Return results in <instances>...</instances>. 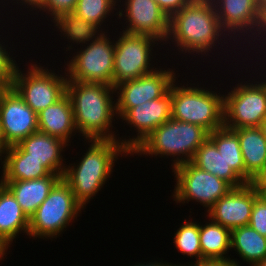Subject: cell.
<instances>
[{"label": "cell", "mask_w": 266, "mask_h": 266, "mask_svg": "<svg viewBox=\"0 0 266 266\" xmlns=\"http://www.w3.org/2000/svg\"><path fill=\"white\" fill-rule=\"evenodd\" d=\"M175 82L171 84L173 119L202 126L209 133L224 126L223 96L203 87H178Z\"/></svg>", "instance_id": "5"}, {"label": "cell", "mask_w": 266, "mask_h": 266, "mask_svg": "<svg viewBox=\"0 0 266 266\" xmlns=\"http://www.w3.org/2000/svg\"><path fill=\"white\" fill-rule=\"evenodd\" d=\"M212 1L222 28L227 31L226 33L231 35L233 32L232 34H234V36H230V40L232 37L240 38L242 33L248 34V32L252 33L250 38L255 37V35V38H257L256 33H259L263 20L260 13V0ZM236 32L239 33H237L238 36H235Z\"/></svg>", "instance_id": "17"}, {"label": "cell", "mask_w": 266, "mask_h": 266, "mask_svg": "<svg viewBox=\"0 0 266 266\" xmlns=\"http://www.w3.org/2000/svg\"><path fill=\"white\" fill-rule=\"evenodd\" d=\"M18 1L20 0H17V3ZM44 2L45 0H21L19 3H22V5L25 4V6L27 4V8L31 7L32 8L31 11H33L34 8H35L34 10L36 9L40 10L43 7Z\"/></svg>", "instance_id": "36"}, {"label": "cell", "mask_w": 266, "mask_h": 266, "mask_svg": "<svg viewBox=\"0 0 266 266\" xmlns=\"http://www.w3.org/2000/svg\"><path fill=\"white\" fill-rule=\"evenodd\" d=\"M32 64L27 74L16 67L12 87L34 112L39 113L66 93L67 75L59 76L41 65Z\"/></svg>", "instance_id": "9"}, {"label": "cell", "mask_w": 266, "mask_h": 266, "mask_svg": "<svg viewBox=\"0 0 266 266\" xmlns=\"http://www.w3.org/2000/svg\"><path fill=\"white\" fill-rule=\"evenodd\" d=\"M225 32L212 0H191L170 17L166 41L172 39L182 53L185 51V53L193 52L198 55L202 53L208 56L206 53L217 46L215 43L220 44L218 40L223 33L222 37L225 34L229 36Z\"/></svg>", "instance_id": "2"}, {"label": "cell", "mask_w": 266, "mask_h": 266, "mask_svg": "<svg viewBox=\"0 0 266 266\" xmlns=\"http://www.w3.org/2000/svg\"><path fill=\"white\" fill-rule=\"evenodd\" d=\"M258 196V189L252 183L232 188L207 209L209 221L212 220L230 230L248 225L254 200Z\"/></svg>", "instance_id": "14"}, {"label": "cell", "mask_w": 266, "mask_h": 266, "mask_svg": "<svg viewBox=\"0 0 266 266\" xmlns=\"http://www.w3.org/2000/svg\"><path fill=\"white\" fill-rule=\"evenodd\" d=\"M83 208L75 199L70 186L61 178L29 219L28 235L30 238H56Z\"/></svg>", "instance_id": "6"}, {"label": "cell", "mask_w": 266, "mask_h": 266, "mask_svg": "<svg viewBox=\"0 0 266 266\" xmlns=\"http://www.w3.org/2000/svg\"><path fill=\"white\" fill-rule=\"evenodd\" d=\"M208 138L233 171L245 182V165L237 133L225 126L210 132Z\"/></svg>", "instance_id": "27"}, {"label": "cell", "mask_w": 266, "mask_h": 266, "mask_svg": "<svg viewBox=\"0 0 266 266\" xmlns=\"http://www.w3.org/2000/svg\"><path fill=\"white\" fill-rule=\"evenodd\" d=\"M254 266H266V258L263 259L262 261L256 263Z\"/></svg>", "instance_id": "45"}, {"label": "cell", "mask_w": 266, "mask_h": 266, "mask_svg": "<svg viewBox=\"0 0 266 266\" xmlns=\"http://www.w3.org/2000/svg\"><path fill=\"white\" fill-rule=\"evenodd\" d=\"M173 172L177 183L173 194L176 203L196 200L209 209L233 188L225 180L199 169L191 162L174 167Z\"/></svg>", "instance_id": "10"}, {"label": "cell", "mask_w": 266, "mask_h": 266, "mask_svg": "<svg viewBox=\"0 0 266 266\" xmlns=\"http://www.w3.org/2000/svg\"><path fill=\"white\" fill-rule=\"evenodd\" d=\"M186 266V264L181 265ZM188 266H240L237 261L234 259L230 261H214V260H205L202 262L193 263L192 265L188 264Z\"/></svg>", "instance_id": "35"}, {"label": "cell", "mask_w": 266, "mask_h": 266, "mask_svg": "<svg viewBox=\"0 0 266 266\" xmlns=\"http://www.w3.org/2000/svg\"><path fill=\"white\" fill-rule=\"evenodd\" d=\"M125 10L118 13L126 17L125 32L147 35L164 43L169 34V17L154 0H125ZM123 10L125 14L123 13Z\"/></svg>", "instance_id": "15"}, {"label": "cell", "mask_w": 266, "mask_h": 266, "mask_svg": "<svg viewBox=\"0 0 266 266\" xmlns=\"http://www.w3.org/2000/svg\"><path fill=\"white\" fill-rule=\"evenodd\" d=\"M61 178L62 175L51 173L40 179L3 182L19 203L23 213L30 219Z\"/></svg>", "instance_id": "19"}, {"label": "cell", "mask_w": 266, "mask_h": 266, "mask_svg": "<svg viewBox=\"0 0 266 266\" xmlns=\"http://www.w3.org/2000/svg\"><path fill=\"white\" fill-rule=\"evenodd\" d=\"M8 247L10 246L0 239V260H2V258L4 259V255L6 254L5 252H7Z\"/></svg>", "instance_id": "40"}, {"label": "cell", "mask_w": 266, "mask_h": 266, "mask_svg": "<svg viewBox=\"0 0 266 266\" xmlns=\"http://www.w3.org/2000/svg\"><path fill=\"white\" fill-rule=\"evenodd\" d=\"M257 34H258V37H260V39L256 38V40L259 41V40H261L262 37H263L262 40L266 39V37H264V36H266V16L263 18L261 29H260L259 33H257ZM259 34H260V36H259ZM264 45H266V43H264Z\"/></svg>", "instance_id": "38"}, {"label": "cell", "mask_w": 266, "mask_h": 266, "mask_svg": "<svg viewBox=\"0 0 266 266\" xmlns=\"http://www.w3.org/2000/svg\"><path fill=\"white\" fill-rule=\"evenodd\" d=\"M191 163L203 171H207L228 182L233 188L246 183L227 165L224 157L219 153L215 144L207 138L196 150Z\"/></svg>", "instance_id": "24"}, {"label": "cell", "mask_w": 266, "mask_h": 266, "mask_svg": "<svg viewBox=\"0 0 266 266\" xmlns=\"http://www.w3.org/2000/svg\"><path fill=\"white\" fill-rule=\"evenodd\" d=\"M158 6L167 14L170 18L174 13L180 11L191 0H154Z\"/></svg>", "instance_id": "34"}, {"label": "cell", "mask_w": 266, "mask_h": 266, "mask_svg": "<svg viewBox=\"0 0 266 266\" xmlns=\"http://www.w3.org/2000/svg\"><path fill=\"white\" fill-rule=\"evenodd\" d=\"M118 0H78L74 13L101 28L104 19L116 10ZM121 2V0H119ZM110 13V14H109Z\"/></svg>", "instance_id": "30"}, {"label": "cell", "mask_w": 266, "mask_h": 266, "mask_svg": "<svg viewBox=\"0 0 266 266\" xmlns=\"http://www.w3.org/2000/svg\"><path fill=\"white\" fill-rule=\"evenodd\" d=\"M255 179H266V164L263 170L259 173V175Z\"/></svg>", "instance_id": "44"}, {"label": "cell", "mask_w": 266, "mask_h": 266, "mask_svg": "<svg viewBox=\"0 0 266 266\" xmlns=\"http://www.w3.org/2000/svg\"><path fill=\"white\" fill-rule=\"evenodd\" d=\"M37 117L38 131L60 138L67 143L72 137V132H77L73 106L67 93L53 105L37 113Z\"/></svg>", "instance_id": "20"}, {"label": "cell", "mask_w": 266, "mask_h": 266, "mask_svg": "<svg viewBox=\"0 0 266 266\" xmlns=\"http://www.w3.org/2000/svg\"><path fill=\"white\" fill-rule=\"evenodd\" d=\"M171 87L161 98L146 101L131 108L121 119L130 127H135L137 137L129 140H119L121 144L131 153L144 139H146L156 128L171 119Z\"/></svg>", "instance_id": "16"}, {"label": "cell", "mask_w": 266, "mask_h": 266, "mask_svg": "<svg viewBox=\"0 0 266 266\" xmlns=\"http://www.w3.org/2000/svg\"><path fill=\"white\" fill-rule=\"evenodd\" d=\"M260 13L263 19L266 16V0H260Z\"/></svg>", "instance_id": "41"}, {"label": "cell", "mask_w": 266, "mask_h": 266, "mask_svg": "<svg viewBox=\"0 0 266 266\" xmlns=\"http://www.w3.org/2000/svg\"><path fill=\"white\" fill-rule=\"evenodd\" d=\"M54 24L57 26L56 28L60 29L62 35H65V38L70 39L69 42L72 41L76 44H88V41H94L103 33L97 25L80 18L74 12L62 14L54 21ZM99 31H101L100 34Z\"/></svg>", "instance_id": "28"}, {"label": "cell", "mask_w": 266, "mask_h": 266, "mask_svg": "<svg viewBox=\"0 0 266 266\" xmlns=\"http://www.w3.org/2000/svg\"><path fill=\"white\" fill-rule=\"evenodd\" d=\"M249 226L261 236L266 237V197L258 196L254 200Z\"/></svg>", "instance_id": "32"}, {"label": "cell", "mask_w": 266, "mask_h": 266, "mask_svg": "<svg viewBox=\"0 0 266 266\" xmlns=\"http://www.w3.org/2000/svg\"><path fill=\"white\" fill-rule=\"evenodd\" d=\"M4 185L3 178L0 180V189Z\"/></svg>", "instance_id": "46"}, {"label": "cell", "mask_w": 266, "mask_h": 266, "mask_svg": "<svg viewBox=\"0 0 266 266\" xmlns=\"http://www.w3.org/2000/svg\"><path fill=\"white\" fill-rule=\"evenodd\" d=\"M258 128L260 129L262 135L266 138V117L262 120Z\"/></svg>", "instance_id": "42"}, {"label": "cell", "mask_w": 266, "mask_h": 266, "mask_svg": "<svg viewBox=\"0 0 266 266\" xmlns=\"http://www.w3.org/2000/svg\"><path fill=\"white\" fill-rule=\"evenodd\" d=\"M91 143L79 164L66 167L62 179L84 207L103 188L119 155L130 152L118 139H88Z\"/></svg>", "instance_id": "3"}, {"label": "cell", "mask_w": 266, "mask_h": 266, "mask_svg": "<svg viewBox=\"0 0 266 266\" xmlns=\"http://www.w3.org/2000/svg\"><path fill=\"white\" fill-rule=\"evenodd\" d=\"M0 42V88L12 87L14 72L17 67L16 60L12 59Z\"/></svg>", "instance_id": "31"}, {"label": "cell", "mask_w": 266, "mask_h": 266, "mask_svg": "<svg viewBox=\"0 0 266 266\" xmlns=\"http://www.w3.org/2000/svg\"><path fill=\"white\" fill-rule=\"evenodd\" d=\"M208 135L209 132L202 126L171 118L156 128L130 155H159L161 158L173 155L172 157L177 158H174L171 165L174 168L182 163L191 162L196 150L205 142Z\"/></svg>", "instance_id": "4"}, {"label": "cell", "mask_w": 266, "mask_h": 266, "mask_svg": "<svg viewBox=\"0 0 266 266\" xmlns=\"http://www.w3.org/2000/svg\"><path fill=\"white\" fill-rule=\"evenodd\" d=\"M29 219L13 194L3 185L0 189V239L8 246L19 232L28 235Z\"/></svg>", "instance_id": "23"}, {"label": "cell", "mask_w": 266, "mask_h": 266, "mask_svg": "<svg viewBox=\"0 0 266 266\" xmlns=\"http://www.w3.org/2000/svg\"><path fill=\"white\" fill-rule=\"evenodd\" d=\"M113 92L115 87L107 84L67 79L66 93L73 106L74 123L86 140L117 139L110 128L116 114Z\"/></svg>", "instance_id": "1"}, {"label": "cell", "mask_w": 266, "mask_h": 266, "mask_svg": "<svg viewBox=\"0 0 266 266\" xmlns=\"http://www.w3.org/2000/svg\"><path fill=\"white\" fill-rule=\"evenodd\" d=\"M5 151H6V146L4 145L2 139H1V135H0V158H2L3 154L5 155ZM3 153V154H2Z\"/></svg>", "instance_id": "43"}, {"label": "cell", "mask_w": 266, "mask_h": 266, "mask_svg": "<svg viewBox=\"0 0 266 266\" xmlns=\"http://www.w3.org/2000/svg\"><path fill=\"white\" fill-rule=\"evenodd\" d=\"M230 241L231 249L235 248L243 261L252 264L250 266L266 258V237L249 225L232 229Z\"/></svg>", "instance_id": "26"}, {"label": "cell", "mask_w": 266, "mask_h": 266, "mask_svg": "<svg viewBox=\"0 0 266 266\" xmlns=\"http://www.w3.org/2000/svg\"><path fill=\"white\" fill-rule=\"evenodd\" d=\"M118 38L115 41L113 87L153 72L150 56L153 45L158 44V40L151 36L125 31Z\"/></svg>", "instance_id": "11"}, {"label": "cell", "mask_w": 266, "mask_h": 266, "mask_svg": "<svg viewBox=\"0 0 266 266\" xmlns=\"http://www.w3.org/2000/svg\"><path fill=\"white\" fill-rule=\"evenodd\" d=\"M106 36L103 31L98 38L90 41L89 46L74 54L65 68L68 80L113 86L115 43Z\"/></svg>", "instance_id": "7"}, {"label": "cell", "mask_w": 266, "mask_h": 266, "mask_svg": "<svg viewBox=\"0 0 266 266\" xmlns=\"http://www.w3.org/2000/svg\"><path fill=\"white\" fill-rule=\"evenodd\" d=\"M185 223V224H184ZM174 236L175 247L183 255L196 257V263L202 262L200 246V225L196 222L185 221Z\"/></svg>", "instance_id": "29"}, {"label": "cell", "mask_w": 266, "mask_h": 266, "mask_svg": "<svg viewBox=\"0 0 266 266\" xmlns=\"http://www.w3.org/2000/svg\"><path fill=\"white\" fill-rule=\"evenodd\" d=\"M263 81L238 83L231 92L223 95L225 127L234 130L260 125L266 117V80Z\"/></svg>", "instance_id": "8"}, {"label": "cell", "mask_w": 266, "mask_h": 266, "mask_svg": "<svg viewBox=\"0 0 266 266\" xmlns=\"http://www.w3.org/2000/svg\"><path fill=\"white\" fill-rule=\"evenodd\" d=\"M30 158L39 160L52 174L63 176L66 166L61 153L68 145L64 140L36 131L18 144ZM62 151V152H61Z\"/></svg>", "instance_id": "18"}, {"label": "cell", "mask_w": 266, "mask_h": 266, "mask_svg": "<svg viewBox=\"0 0 266 266\" xmlns=\"http://www.w3.org/2000/svg\"><path fill=\"white\" fill-rule=\"evenodd\" d=\"M149 74L143 75L133 80H127L115 86L116 115L122 118L131 108L163 97L176 80V73L172 69H157Z\"/></svg>", "instance_id": "13"}, {"label": "cell", "mask_w": 266, "mask_h": 266, "mask_svg": "<svg viewBox=\"0 0 266 266\" xmlns=\"http://www.w3.org/2000/svg\"><path fill=\"white\" fill-rule=\"evenodd\" d=\"M5 154L1 163L3 181L40 179L51 174L39 160L28 157L18 144L6 147Z\"/></svg>", "instance_id": "22"}, {"label": "cell", "mask_w": 266, "mask_h": 266, "mask_svg": "<svg viewBox=\"0 0 266 266\" xmlns=\"http://www.w3.org/2000/svg\"><path fill=\"white\" fill-rule=\"evenodd\" d=\"M200 225V246L202 261H230L227 252L231 250V230L214 221ZM226 255V256H224Z\"/></svg>", "instance_id": "25"}, {"label": "cell", "mask_w": 266, "mask_h": 266, "mask_svg": "<svg viewBox=\"0 0 266 266\" xmlns=\"http://www.w3.org/2000/svg\"><path fill=\"white\" fill-rule=\"evenodd\" d=\"M38 131L37 113L13 87L0 88V135L6 147Z\"/></svg>", "instance_id": "12"}, {"label": "cell", "mask_w": 266, "mask_h": 266, "mask_svg": "<svg viewBox=\"0 0 266 266\" xmlns=\"http://www.w3.org/2000/svg\"><path fill=\"white\" fill-rule=\"evenodd\" d=\"M245 165V183H252L266 164V138L258 127L234 129Z\"/></svg>", "instance_id": "21"}, {"label": "cell", "mask_w": 266, "mask_h": 266, "mask_svg": "<svg viewBox=\"0 0 266 266\" xmlns=\"http://www.w3.org/2000/svg\"><path fill=\"white\" fill-rule=\"evenodd\" d=\"M133 266H181V265H176V264H168L167 262L165 264H163L162 262L158 263V262H150V263H145L144 264H139L138 265H133Z\"/></svg>", "instance_id": "39"}, {"label": "cell", "mask_w": 266, "mask_h": 266, "mask_svg": "<svg viewBox=\"0 0 266 266\" xmlns=\"http://www.w3.org/2000/svg\"><path fill=\"white\" fill-rule=\"evenodd\" d=\"M252 184L258 189L260 196L266 197V179H254Z\"/></svg>", "instance_id": "37"}, {"label": "cell", "mask_w": 266, "mask_h": 266, "mask_svg": "<svg viewBox=\"0 0 266 266\" xmlns=\"http://www.w3.org/2000/svg\"><path fill=\"white\" fill-rule=\"evenodd\" d=\"M78 0H45L43 7L40 11L44 10L52 17L53 22L64 13L74 12Z\"/></svg>", "instance_id": "33"}]
</instances>
